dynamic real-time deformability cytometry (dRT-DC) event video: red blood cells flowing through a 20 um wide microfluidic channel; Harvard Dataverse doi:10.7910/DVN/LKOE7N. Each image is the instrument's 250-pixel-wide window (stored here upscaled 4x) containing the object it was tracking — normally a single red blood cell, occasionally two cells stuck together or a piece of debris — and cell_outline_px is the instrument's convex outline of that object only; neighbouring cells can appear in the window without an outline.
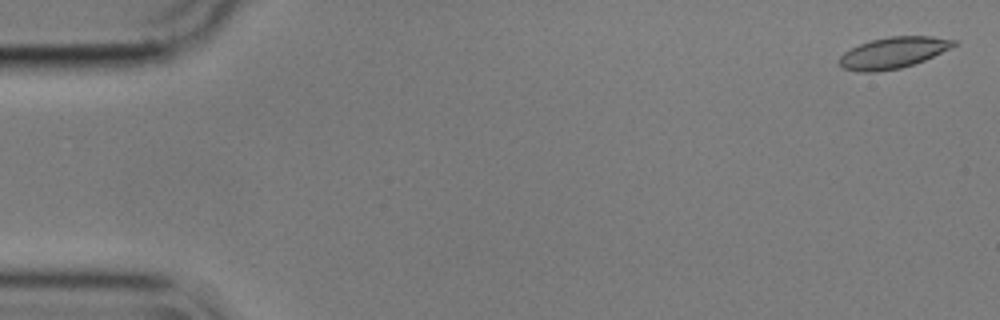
{"species": "common noctule bat (a hibernating species)", "species_latin": "Nyctalus noctula", "temperature_condition": "cold", "stored_images_in_passage": 56, "camera_frame_rate_fps": 3000, "um_per_image_px": 0.085, "animal": {"sex": "male", "body_mass_g": 17.9}, "frame": {"image": 1, "passage_image": 2, "time_ms": 0.333, "image_size_px": [1000, 320], "cell_outline_px": [[956, 44], [952, 48], [924, 60], [900, 68], [876, 72], [860, 72], [840, 68], [840, 56], [844, 52], [860, 44], [872, 40], [888, 36], [932, 36], [956, 40]], "centroid_in_image_um": [75.92, 4.48], "position_along_channel_um": 9.1, "area_um2": 20.75}}
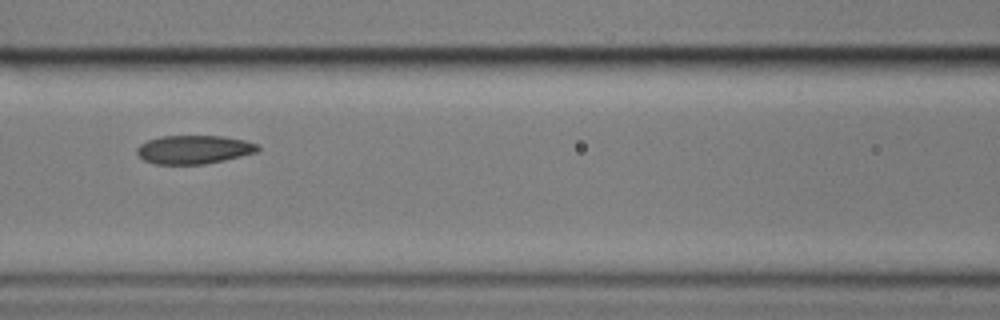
{"frame": {"image": 2, "passage_image": 25, "time_ms": 8.0, "image_size_px": [1000, 320], "cell_outline_px": [[260, 148], [256, 152], [224, 160], [204, 164], [156, 164], [144, 160], [136, 152], [136, 148], [140, 144], [148, 140], [160, 136], [224, 136], [244, 140], [256, 144]], "centroid_in_image_um": [16.45, 12.71], "position_along_channel_um": 150.1, "area_um2": 20.0}}
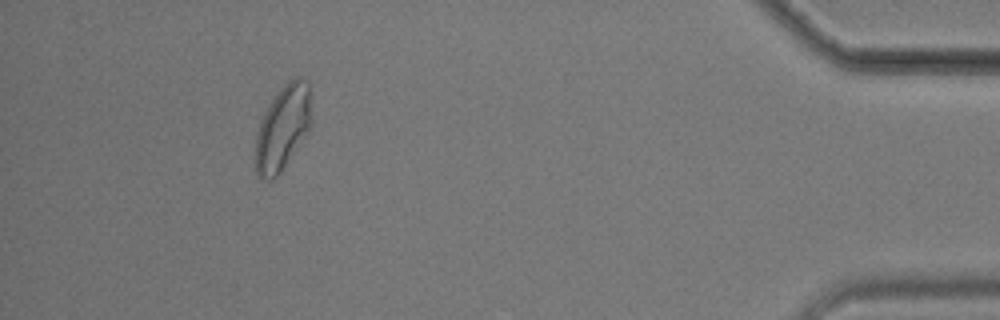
{"frame": {"image": 3, "passage_image": 52, "time_ms": 17.0, "image_size_px": [1000, 320], "cell_outline_px": [[312, 124], [308, 132], [280, 172], [272, 180], [268, 180], [260, 176], [256, 172], [256, 136], [260, 120], [268, 104], [280, 88], [292, 76], [300, 76], [308, 80], [312, 116]], "centroid_in_image_um": [24.06, 10.79], "position_along_channel_um": 411.1, "area_um2": 27.8}, "authors_computed_cell_mechanics": {"area_um2": 20.9236, "velocity_mm_per_s": 3.5535, "shape_relaxation_time_tau1_ms": 8.4577, "shape_relaxation_time_tau2_ms": 2.4555, "deformation_change_tau1": 0.155, "deformation_change_tau2": 0.0788}}